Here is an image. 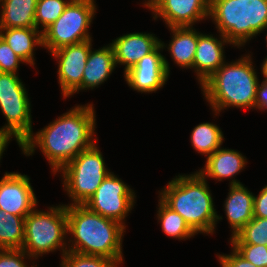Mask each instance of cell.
<instances>
[{
	"instance_id": "31",
	"label": "cell",
	"mask_w": 267,
	"mask_h": 267,
	"mask_svg": "<svg viewBox=\"0 0 267 267\" xmlns=\"http://www.w3.org/2000/svg\"><path fill=\"white\" fill-rule=\"evenodd\" d=\"M25 258L31 259L22 249H0V267H28Z\"/></svg>"
},
{
	"instance_id": "35",
	"label": "cell",
	"mask_w": 267,
	"mask_h": 267,
	"mask_svg": "<svg viewBox=\"0 0 267 267\" xmlns=\"http://www.w3.org/2000/svg\"><path fill=\"white\" fill-rule=\"evenodd\" d=\"M11 138L13 137L10 134L0 131V160L5 149L7 148V144L10 142V140H12Z\"/></svg>"
},
{
	"instance_id": "23",
	"label": "cell",
	"mask_w": 267,
	"mask_h": 267,
	"mask_svg": "<svg viewBox=\"0 0 267 267\" xmlns=\"http://www.w3.org/2000/svg\"><path fill=\"white\" fill-rule=\"evenodd\" d=\"M25 217L0 209V249H22Z\"/></svg>"
},
{
	"instance_id": "30",
	"label": "cell",
	"mask_w": 267,
	"mask_h": 267,
	"mask_svg": "<svg viewBox=\"0 0 267 267\" xmlns=\"http://www.w3.org/2000/svg\"><path fill=\"white\" fill-rule=\"evenodd\" d=\"M20 62L25 63L0 36V72L17 74Z\"/></svg>"
},
{
	"instance_id": "1",
	"label": "cell",
	"mask_w": 267,
	"mask_h": 267,
	"mask_svg": "<svg viewBox=\"0 0 267 267\" xmlns=\"http://www.w3.org/2000/svg\"><path fill=\"white\" fill-rule=\"evenodd\" d=\"M95 113L93 104L70 108L35 135H30L20 148L24 155L30 156L39 147L56 175L79 153L95 144Z\"/></svg>"
},
{
	"instance_id": "18",
	"label": "cell",
	"mask_w": 267,
	"mask_h": 267,
	"mask_svg": "<svg viewBox=\"0 0 267 267\" xmlns=\"http://www.w3.org/2000/svg\"><path fill=\"white\" fill-rule=\"evenodd\" d=\"M224 202V211L232 229L230 237L232 238L254 218V194L242 183L230 185Z\"/></svg>"
},
{
	"instance_id": "8",
	"label": "cell",
	"mask_w": 267,
	"mask_h": 267,
	"mask_svg": "<svg viewBox=\"0 0 267 267\" xmlns=\"http://www.w3.org/2000/svg\"><path fill=\"white\" fill-rule=\"evenodd\" d=\"M94 0H71L61 16L43 32V47L51 53L63 46L91 40L88 32L96 14Z\"/></svg>"
},
{
	"instance_id": "34",
	"label": "cell",
	"mask_w": 267,
	"mask_h": 267,
	"mask_svg": "<svg viewBox=\"0 0 267 267\" xmlns=\"http://www.w3.org/2000/svg\"><path fill=\"white\" fill-rule=\"evenodd\" d=\"M255 108L261 111L267 109V81L265 80L257 87Z\"/></svg>"
},
{
	"instance_id": "26",
	"label": "cell",
	"mask_w": 267,
	"mask_h": 267,
	"mask_svg": "<svg viewBox=\"0 0 267 267\" xmlns=\"http://www.w3.org/2000/svg\"><path fill=\"white\" fill-rule=\"evenodd\" d=\"M230 244L267 246V218L254 217L236 236L230 238Z\"/></svg>"
},
{
	"instance_id": "32",
	"label": "cell",
	"mask_w": 267,
	"mask_h": 267,
	"mask_svg": "<svg viewBox=\"0 0 267 267\" xmlns=\"http://www.w3.org/2000/svg\"><path fill=\"white\" fill-rule=\"evenodd\" d=\"M222 267H257L241 256L233 247L231 254H217Z\"/></svg>"
},
{
	"instance_id": "13",
	"label": "cell",
	"mask_w": 267,
	"mask_h": 267,
	"mask_svg": "<svg viewBox=\"0 0 267 267\" xmlns=\"http://www.w3.org/2000/svg\"><path fill=\"white\" fill-rule=\"evenodd\" d=\"M37 203L29 176L18 172H5L0 179L1 210L17 216H27Z\"/></svg>"
},
{
	"instance_id": "22",
	"label": "cell",
	"mask_w": 267,
	"mask_h": 267,
	"mask_svg": "<svg viewBox=\"0 0 267 267\" xmlns=\"http://www.w3.org/2000/svg\"><path fill=\"white\" fill-rule=\"evenodd\" d=\"M0 28H36L37 0H0Z\"/></svg>"
},
{
	"instance_id": "15",
	"label": "cell",
	"mask_w": 267,
	"mask_h": 267,
	"mask_svg": "<svg viewBox=\"0 0 267 267\" xmlns=\"http://www.w3.org/2000/svg\"><path fill=\"white\" fill-rule=\"evenodd\" d=\"M219 36L220 39L198 32L193 70L200 86L226 62L224 45L231 43L220 33Z\"/></svg>"
},
{
	"instance_id": "11",
	"label": "cell",
	"mask_w": 267,
	"mask_h": 267,
	"mask_svg": "<svg viewBox=\"0 0 267 267\" xmlns=\"http://www.w3.org/2000/svg\"><path fill=\"white\" fill-rule=\"evenodd\" d=\"M167 45L160 44L149 54L145 55L129 71L124 74L130 88L141 93H152L162 88L170 75L169 62L160 52Z\"/></svg>"
},
{
	"instance_id": "37",
	"label": "cell",
	"mask_w": 267,
	"mask_h": 267,
	"mask_svg": "<svg viewBox=\"0 0 267 267\" xmlns=\"http://www.w3.org/2000/svg\"><path fill=\"white\" fill-rule=\"evenodd\" d=\"M261 73L263 74V80L267 81V57L262 62Z\"/></svg>"
},
{
	"instance_id": "16",
	"label": "cell",
	"mask_w": 267,
	"mask_h": 267,
	"mask_svg": "<svg viewBox=\"0 0 267 267\" xmlns=\"http://www.w3.org/2000/svg\"><path fill=\"white\" fill-rule=\"evenodd\" d=\"M161 39L155 34L134 32L124 34L110 43L114 50L115 64L124 65V74L133 68L145 55L152 52Z\"/></svg>"
},
{
	"instance_id": "21",
	"label": "cell",
	"mask_w": 267,
	"mask_h": 267,
	"mask_svg": "<svg viewBox=\"0 0 267 267\" xmlns=\"http://www.w3.org/2000/svg\"><path fill=\"white\" fill-rule=\"evenodd\" d=\"M169 29L173 36L167 49L174 63L182 68L193 69L198 32L193 26L170 27Z\"/></svg>"
},
{
	"instance_id": "28",
	"label": "cell",
	"mask_w": 267,
	"mask_h": 267,
	"mask_svg": "<svg viewBox=\"0 0 267 267\" xmlns=\"http://www.w3.org/2000/svg\"><path fill=\"white\" fill-rule=\"evenodd\" d=\"M61 258L60 267H119V264L112 259L71 251H67Z\"/></svg>"
},
{
	"instance_id": "12",
	"label": "cell",
	"mask_w": 267,
	"mask_h": 267,
	"mask_svg": "<svg viewBox=\"0 0 267 267\" xmlns=\"http://www.w3.org/2000/svg\"><path fill=\"white\" fill-rule=\"evenodd\" d=\"M92 48V39L63 46L51 55L58 61V81L66 99L82 84L83 72Z\"/></svg>"
},
{
	"instance_id": "2",
	"label": "cell",
	"mask_w": 267,
	"mask_h": 267,
	"mask_svg": "<svg viewBox=\"0 0 267 267\" xmlns=\"http://www.w3.org/2000/svg\"><path fill=\"white\" fill-rule=\"evenodd\" d=\"M66 213L67 234L72 237L68 251L105 257L118 264L124 262L122 240L126 228L123 225L84 205H66Z\"/></svg>"
},
{
	"instance_id": "24",
	"label": "cell",
	"mask_w": 267,
	"mask_h": 267,
	"mask_svg": "<svg viewBox=\"0 0 267 267\" xmlns=\"http://www.w3.org/2000/svg\"><path fill=\"white\" fill-rule=\"evenodd\" d=\"M190 137L193 149L202 155H207L206 157L219 149L224 141L221 128L210 122L195 126Z\"/></svg>"
},
{
	"instance_id": "9",
	"label": "cell",
	"mask_w": 267,
	"mask_h": 267,
	"mask_svg": "<svg viewBox=\"0 0 267 267\" xmlns=\"http://www.w3.org/2000/svg\"><path fill=\"white\" fill-rule=\"evenodd\" d=\"M29 99L17 74L0 72V110L7 120L0 131L15 137L19 147L33 134Z\"/></svg>"
},
{
	"instance_id": "5",
	"label": "cell",
	"mask_w": 267,
	"mask_h": 267,
	"mask_svg": "<svg viewBox=\"0 0 267 267\" xmlns=\"http://www.w3.org/2000/svg\"><path fill=\"white\" fill-rule=\"evenodd\" d=\"M237 48L267 28V0H210L209 19Z\"/></svg>"
},
{
	"instance_id": "10",
	"label": "cell",
	"mask_w": 267,
	"mask_h": 267,
	"mask_svg": "<svg viewBox=\"0 0 267 267\" xmlns=\"http://www.w3.org/2000/svg\"><path fill=\"white\" fill-rule=\"evenodd\" d=\"M135 194L129 185L110 172L84 206L126 228L125 219L135 206Z\"/></svg>"
},
{
	"instance_id": "6",
	"label": "cell",
	"mask_w": 267,
	"mask_h": 267,
	"mask_svg": "<svg viewBox=\"0 0 267 267\" xmlns=\"http://www.w3.org/2000/svg\"><path fill=\"white\" fill-rule=\"evenodd\" d=\"M66 204L53 206L48 211H39L36 207L25 217L24 242L22 250L30 257L62 251H68Z\"/></svg>"
},
{
	"instance_id": "29",
	"label": "cell",
	"mask_w": 267,
	"mask_h": 267,
	"mask_svg": "<svg viewBox=\"0 0 267 267\" xmlns=\"http://www.w3.org/2000/svg\"><path fill=\"white\" fill-rule=\"evenodd\" d=\"M247 261L257 267H267V246L254 244H231Z\"/></svg>"
},
{
	"instance_id": "20",
	"label": "cell",
	"mask_w": 267,
	"mask_h": 267,
	"mask_svg": "<svg viewBox=\"0 0 267 267\" xmlns=\"http://www.w3.org/2000/svg\"><path fill=\"white\" fill-rule=\"evenodd\" d=\"M0 36L25 63L34 67L35 48L37 46L43 47L41 30L22 27L0 28Z\"/></svg>"
},
{
	"instance_id": "4",
	"label": "cell",
	"mask_w": 267,
	"mask_h": 267,
	"mask_svg": "<svg viewBox=\"0 0 267 267\" xmlns=\"http://www.w3.org/2000/svg\"><path fill=\"white\" fill-rule=\"evenodd\" d=\"M252 58L245 54L228 64L225 62L202 85L201 91L217 116L230 107L255 109L257 87L260 83Z\"/></svg>"
},
{
	"instance_id": "3",
	"label": "cell",
	"mask_w": 267,
	"mask_h": 267,
	"mask_svg": "<svg viewBox=\"0 0 267 267\" xmlns=\"http://www.w3.org/2000/svg\"><path fill=\"white\" fill-rule=\"evenodd\" d=\"M159 192V198L183 217L195 233L213 234L222 216L214 208L212 193L207 179L198 171L178 175Z\"/></svg>"
},
{
	"instance_id": "19",
	"label": "cell",
	"mask_w": 267,
	"mask_h": 267,
	"mask_svg": "<svg viewBox=\"0 0 267 267\" xmlns=\"http://www.w3.org/2000/svg\"><path fill=\"white\" fill-rule=\"evenodd\" d=\"M92 49L84 68L82 84L70 96L80 90L98 87L109 78L116 67L114 50L111 44L94 51Z\"/></svg>"
},
{
	"instance_id": "17",
	"label": "cell",
	"mask_w": 267,
	"mask_h": 267,
	"mask_svg": "<svg viewBox=\"0 0 267 267\" xmlns=\"http://www.w3.org/2000/svg\"><path fill=\"white\" fill-rule=\"evenodd\" d=\"M206 158L204 168L198 171L205 179L209 177L222 181L224 178H230L229 185L240 184L234 177L246 166L247 160L243 154L234 149L220 147Z\"/></svg>"
},
{
	"instance_id": "36",
	"label": "cell",
	"mask_w": 267,
	"mask_h": 267,
	"mask_svg": "<svg viewBox=\"0 0 267 267\" xmlns=\"http://www.w3.org/2000/svg\"><path fill=\"white\" fill-rule=\"evenodd\" d=\"M161 0H145L144 7H147L149 10H152Z\"/></svg>"
},
{
	"instance_id": "25",
	"label": "cell",
	"mask_w": 267,
	"mask_h": 267,
	"mask_svg": "<svg viewBox=\"0 0 267 267\" xmlns=\"http://www.w3.org/2000/svg\"><path fill=\"white\" fill-rule=\"evenodd\" d=\"M157 217L163 232L178 240L189 239L196 234L186 224L182 216L169 208L160 198L158 201Z\"/></svg>"
},
{
	"instance_id": "14",
	"label": "cell",
	"mask_w": 267,
	"mask_h": 267,
	"mask_svg": "<svg viewBox=\"0 0 267 267\" xmlns=\"http://www.w3.org/2000/svg\"><path fill=\"white\" fill-rule=\"evenodd\" d=\"M209 5L210 0H161L151 11L168 28L185 27L209 18Z\"/></svg>"
},
{
	"instance_id": "33",
	"label": "cell",
	"mask_w": 267,
	"mask_h": 267,
	"mask_svg": "<svg viewBox=\"0 0 267 267\" xmlns=\"http://www.w3.org/2000/svg\"><path fill=\"white\" fill-rule=\"evenodd\" d=\"M253 216L256 218H267V185L258 194L254 195Z\"/></svg>"
},
{
	"instance_id": "27",
	"label": "cell",
	"mask_w": 267,
	"mask_h": 267,
	"mask_svg": "<svg viewBox=\"0 0 267 267\" xmlns=\"http://www.w3.org/2000/svg\"><path fill=\"white\" fill-rule=\"evenodd\" d=\"M71 0H37L35 10V27L43 32L64 12Z\"/></svg>"
},
{
	"instance_id": "7",
	"label": "cell",
	"mask_w": 267,
	"mask_h": 267,
	"mask_svg": "<svg viewBox=\"0 0 267 267\" xmlns=\"http://www.w3.org/2000/svg\"><path fill=\"white\" fill-rule=\"evenodd\" d=\"M104 161L95 143L60 170L64 190L72 200L68 205H84L93 196L102 181L110 174Z\"/></svg>"
}]
</instances>
